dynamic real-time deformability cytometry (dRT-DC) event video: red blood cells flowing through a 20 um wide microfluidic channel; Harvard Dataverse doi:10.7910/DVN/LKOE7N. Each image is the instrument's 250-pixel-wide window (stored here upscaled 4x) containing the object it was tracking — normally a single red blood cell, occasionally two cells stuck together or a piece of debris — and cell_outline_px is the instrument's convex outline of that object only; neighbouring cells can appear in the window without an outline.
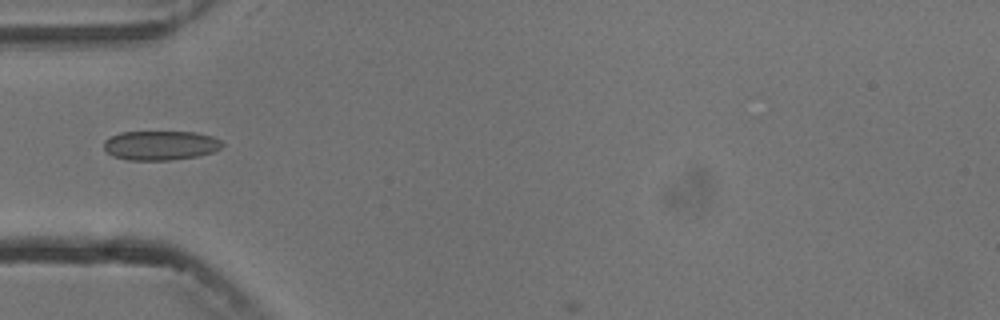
{"species": "common noctule bat (a hibernating species)", "species_latin": "Nyctalus noctula", "temperature_condition": "cold", "stored_images_in_passage": 2, "camera_frame_rate_fps": 3000, "um_per_image_px": 0.085, "animal": {"sex": "male", "body_mass_g": 13.3}, "frame": {"image": 1, "passage_image": 1, "time_ms": 0.0, "image_size_px": [1000, 320], "cell_outline_px": [[224, 144], [220, 148], [212, 152], [196, 156], [168, 160], [128, 160], [112, 156], [104, 148], [104, 140], [120, 132], [196, 132], [212, 136], [220, 140]], "centroid_in_image_um": [13.63, 12.35], "position_along_channel_um": 71.4, "area_um2": 20.17}}